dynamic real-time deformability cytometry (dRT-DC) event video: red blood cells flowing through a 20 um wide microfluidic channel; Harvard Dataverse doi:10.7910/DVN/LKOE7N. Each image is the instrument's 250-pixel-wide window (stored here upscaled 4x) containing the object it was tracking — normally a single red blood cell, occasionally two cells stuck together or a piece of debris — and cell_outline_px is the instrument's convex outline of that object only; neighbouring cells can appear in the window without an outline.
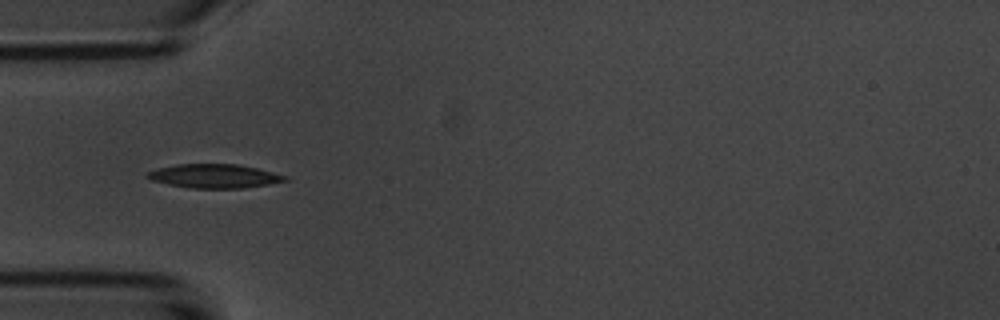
{"species": "common noctule bat (a hibernating species)", "species_latin": "Nyctalus noctula", "temperature_condition": "room temperature", "stored_images_in_passage": 53, "camera_frame_rate_fps": 3000, "um_per_image_px": 0.085, "animal": {"sex": "male", "body_mass_g": 20.1, "forearm_length_mm": 53.5}, "frame": {"image": 1, "passage_image": 16, "time_ms": 5.0, "image_size_px": [1000, 320], "cell_outline_px": [[288, 180], [268, 184], [244, 188], [192, 188], [168, 184], [152, 180], [144, 176], [148, 172], [156, 168], [176, 164], [236, 164], [256, 168], [288, 176]], "centroid_in_image_um": [18.19, 14.96], "position_along_channel_um": 66.8, "area_um2": 19.07}}
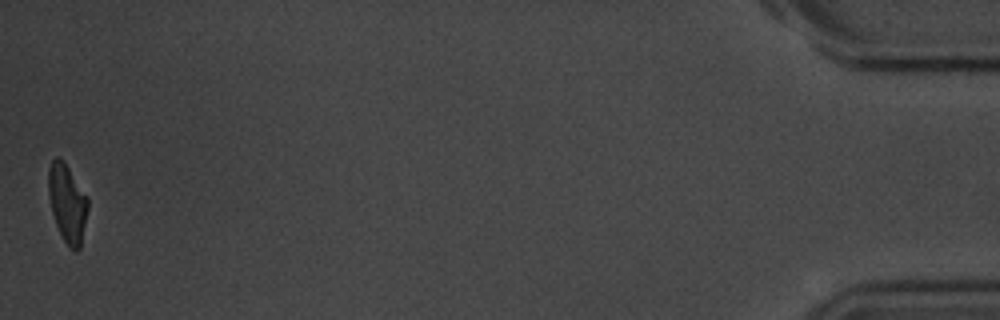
{"frame": {"image": 2, "passage_image": 53, "time_ms": 17.333, "image_size_px": [1000, 320], "cell_outline_px": [[88, 208], [80, 248], [76, 252], [64, 240], [56, 224], [52, 212], [48, 192], [48, 168], [52, 160], [56, 156], [68, 168], [88, 196]], "centroid_in_image_um": [5.72, 17.26], "position_along_channel_um": 429.5, "area_um2": 17.63}, "authors_computed_cell_mechanics": {"area_um2": 18.496, "velocity_mm_per_s": 3.7081, "shape_relaxation_time_tau1_ms": 3.2257, "shape_relaxation_time_tau2_ms": 2.9291, "deformation_change_tau1": 0.1455, "deformation_change_tau2": 0.0891}}